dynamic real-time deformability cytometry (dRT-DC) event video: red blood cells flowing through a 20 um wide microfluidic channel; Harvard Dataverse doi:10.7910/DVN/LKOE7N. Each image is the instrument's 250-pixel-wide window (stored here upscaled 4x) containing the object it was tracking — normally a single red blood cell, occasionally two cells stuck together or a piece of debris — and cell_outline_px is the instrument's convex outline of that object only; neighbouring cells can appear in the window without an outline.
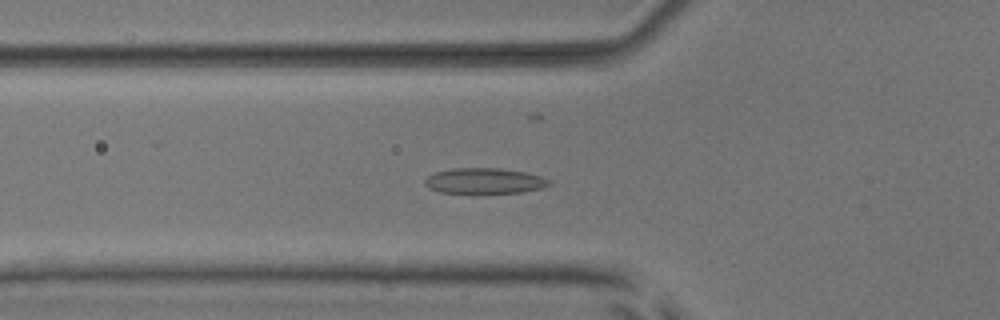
{"species": "common noctule bat (a hibernating species)", "species_latin": "Nyctalus noctula", "temperature_condition": "room temperature", "stored_images_in_passage": 55, "camera_frame_rate_fps": 3000, "um_per_image_px": 0.085, "animal": {"sex": "male", "body_mass_g": 17.9, "forearm_length_mm": 54.2}, "frame": {"image": 1, "passage_image": 20, "time_ms": 6.333, "image_size_px": [1000, 320], "cell_outline_px": [[552, 184], [544, 188], [520, 192], [476, 196], [440, 192], [428, 188], [424, 184], [424, 180], [428, 176], [436, 172], [452, 168], [500, 168], [524, 172], [540, 176], [552, 180]], "centroid_in_image_um": [41.17, 15.42], "position_along_channel_um": 84.6, "area_um2": 19.54}}
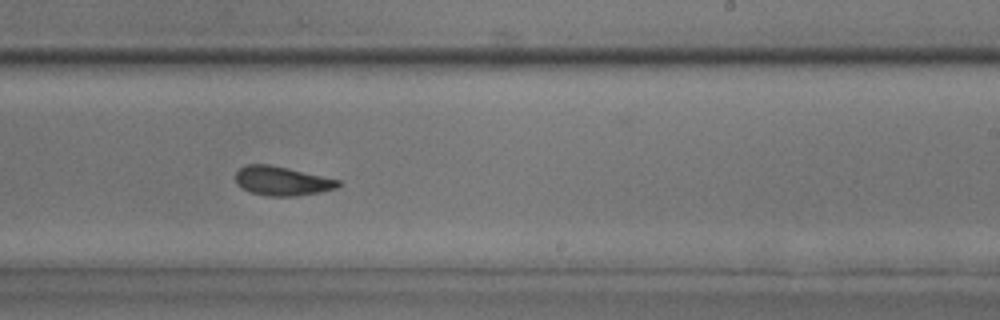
{"frame": {"image": 2, "passage_image": 34, "time_ms": 11.0, "image_size_px": [1000, 320], "cell_outline_px": [[340, 184], [336, 188], [320, 192], [296, 196], [268, 196], [252, 192], [236, 184], [236, 172], [240, 168], [248, 164], [268, 164], [288, 168], [340, 180]], "centroid_in_image_um": [23.97, 15.38], "position_along_channel_um": 265.0, "area_um2": 17.22}}
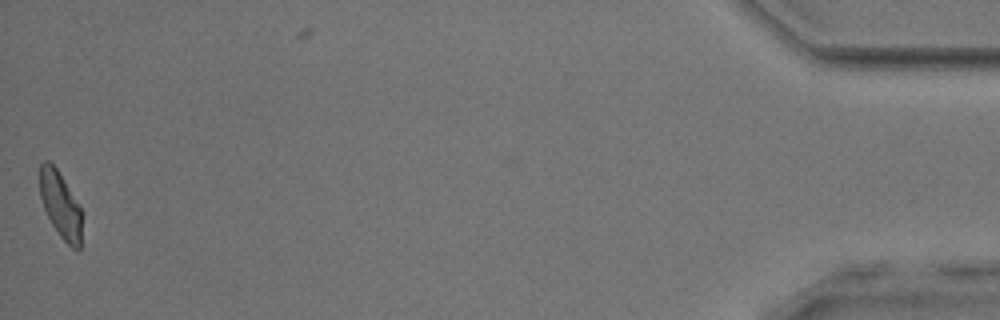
{"frame": {"image": 3, "passage_image": 54, "time_ms": 17.667, "image_size_px": [1000, 320], "cell_outline_px": [[80, 248], [72, 248], [60, 236], [52, 224], [44, 208], [40, 196], [40, 164], [44, 160], [48, 160], [56, 168], [80, 208]], "centroid_in_image_um": [5.1, 17.4], "position_along_channel_um": 430.1, "area_um2": 15.55}, "authors_computed_cell_mechanics": {"area_um2": 17.8024, "velocity_mm_per_s": 3.8702, "shape_relaxation_time_tau1_ms": 5.324, "shape_relaxation_time_tau2_ms": 2.0643, "deformation_change_tau1": 0.1219, "deformation_change_tau2": 0.0655}}